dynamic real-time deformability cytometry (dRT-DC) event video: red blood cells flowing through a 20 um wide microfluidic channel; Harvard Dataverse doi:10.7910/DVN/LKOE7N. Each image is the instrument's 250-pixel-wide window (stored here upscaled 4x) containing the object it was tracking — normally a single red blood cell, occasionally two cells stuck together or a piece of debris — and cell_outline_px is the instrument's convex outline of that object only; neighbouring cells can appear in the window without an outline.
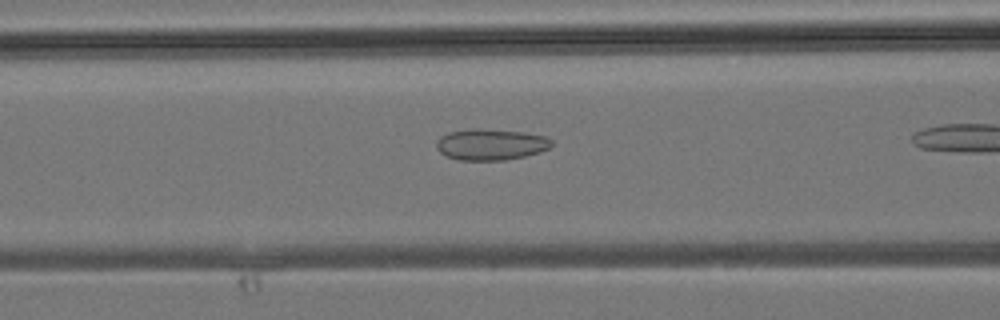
{"species": "common noctule bat (a hibernating species)", "species_latin": "Nyctalus noctula", "temperature_condition": "room temperature", "stored_images_in_passage": 19, "camera_frame_rate_fps": 3000, "um_per_image_px": 0.085, "animal": {"sex": "male", "body_mass_g": 19.2, "forearm_length_mm": 51.8}, "frame": {"image": 1, "passage_image": 4, "time_ms": 1.0, "image_size_px": [1000, 320], "cell_outline_px": [[552, 144], [548, 148], [540, 152], [524, 156], [504, 160], [460, 160], [448, 156], [440, 152], [436, 148], [436, 140], [440, 136], [448, 132], [472, 128], [480, 128], [524, 132], [544, 136], [552, 140]], "centroid_in_image_um": [41.69, 12.27], "position_along_channel_um": 124.9, "area_um2": 20.98}}
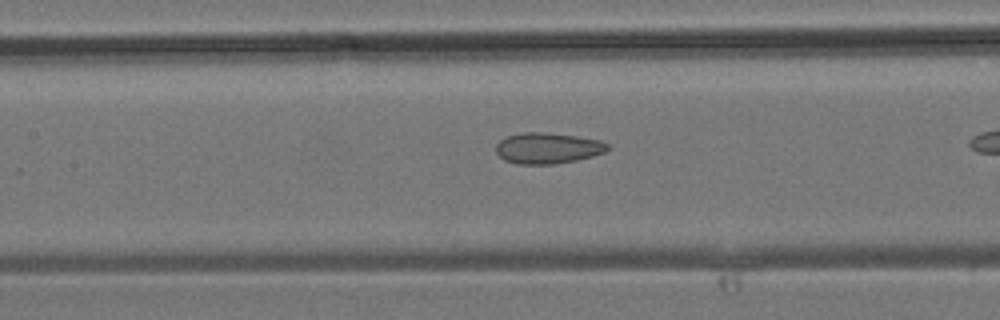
{"frame": {"image": 2, "passage_image": 6, "time_ms": 1.667, "image_size_px": [1000, 320], "cell_outline_px": [[608, 148], [604, 152], [592, 156], [576, 160], [552, 164], [516, 164], [504, 160], [496, 152], [496, 144], [500, 140], [508, 136], [524, 132], [544, 132], [576, 136], [600, 140], [608, 144]], "centroid_in_image_um": [46.53, 12.59], "position_along_channel_um": 160.9, "area_um2": 20.0}}
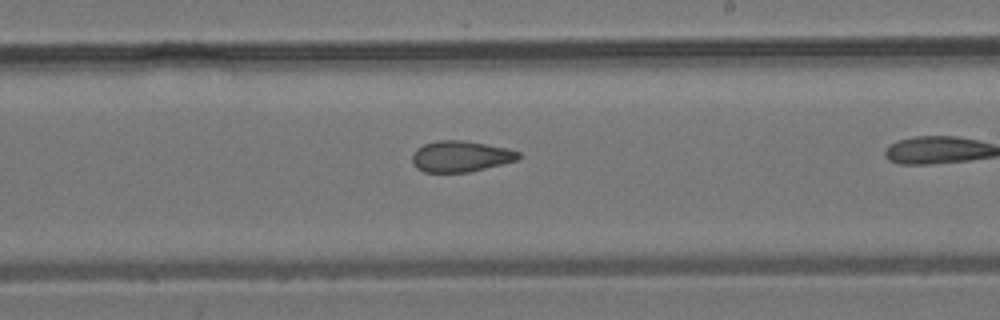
{"frame": {"image": 3, "passage_image": 11, "time_ms": 3.333, "image_size_px": [1000, 320], "cell_outline_px": [[520, 156], [516, 160], [468, 172], [424, 172], [416, 168], [412, 164], [412, 156], [416, 148], [424, 144], [436, 140], [460, 140], [508, 148], [520, 152]], "centroid_in_image_um": [39.1, 13.29], "position_along_channel_um": 249.9, "area_um2": 19.07}}